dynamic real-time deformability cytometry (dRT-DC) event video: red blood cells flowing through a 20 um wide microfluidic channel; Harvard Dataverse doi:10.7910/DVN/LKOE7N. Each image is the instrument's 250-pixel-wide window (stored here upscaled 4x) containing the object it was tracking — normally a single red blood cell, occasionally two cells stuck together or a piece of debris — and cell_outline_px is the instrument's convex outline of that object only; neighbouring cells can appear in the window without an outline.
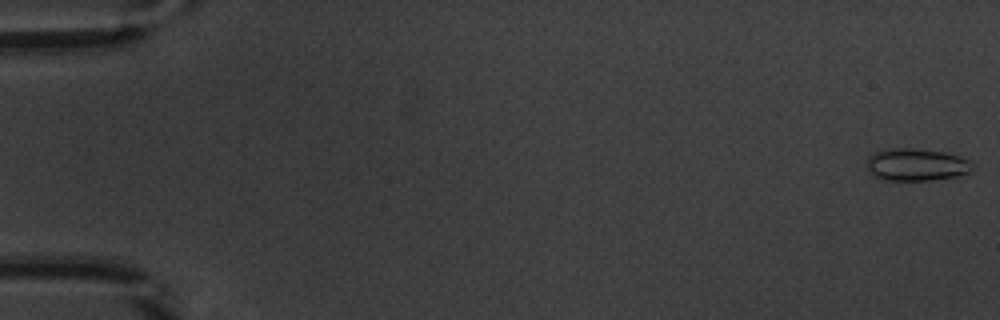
{"species": "common noctule bat (a hibernating species)", "species_latin": "Nyctalus noctula", "temperature_condition": "warm", "stored_images_in_passage": 54, "camera_frame_rate_fps": 3000, "um_per_image_px": 0.085, "animal": {"sex": "male", "body_mass_g": 20.1, "forearm_length_mm": 53.5}, "frame": {"image": 1, "passage_image": 1, "time_ms": 0.0, "image_size_px": [1000, 320], "cell_outline_px": [[976, 164], [972, 172], [956, 176], [932, 180], [880, 180], [872, 176], [868, 172], [864, 164], [868, 156], [876, 152], [896, 148], [912, 148], [948, 152], [972, 160]], "centroid_in_image_um": [77.92, 14.0], "position_along_channel_um": 7.1, "area_um2": 20.58}}
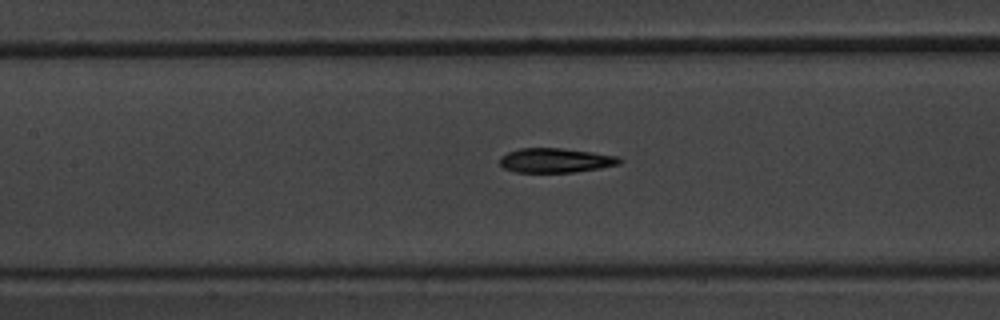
{"frame": {"image": 2, "passage_image": 25, "time_ms": 8.0, "image_size_px": [1000, 320], "cell_outline_px": [[624, 160], [620, 164], [600, 168], [576, 172], [516, 172], [504, 168], [500, 164], [500, 156], [508, 152], [520, 148], [560, 148], [592, 152], [620, 156]], "centroid_in_image_um": [47.26, 13.63], "position_along_channel_um": 160.1, "area_um2": 17.17}}
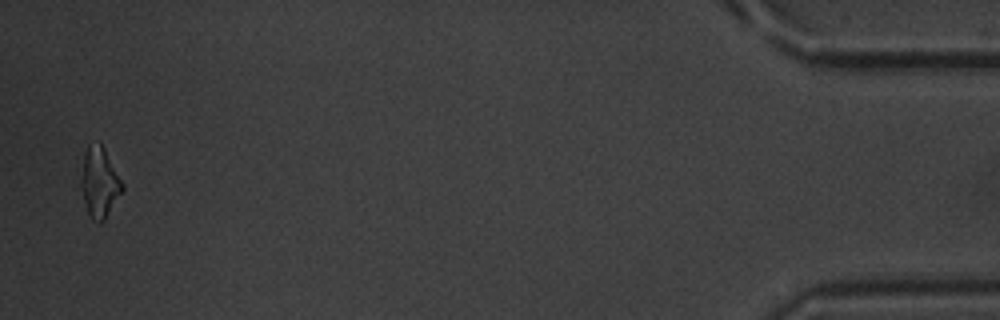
{"frame": {"image": 3, "passage_image": 52, "time_ms": 17.0, "image_size_px": [1000, 320], "cell_outline_px": [[124, 188], [104, 220], [100, 224], [92, 220], [84, 204], [80, 184], [80, 180], [84, 152], [88, 144], [100, 140], [124, 184]], "centroid_in_image_um": [8.44, 15.47], "position_along_channel_um": 426.8, "area_um2": 17.11}}